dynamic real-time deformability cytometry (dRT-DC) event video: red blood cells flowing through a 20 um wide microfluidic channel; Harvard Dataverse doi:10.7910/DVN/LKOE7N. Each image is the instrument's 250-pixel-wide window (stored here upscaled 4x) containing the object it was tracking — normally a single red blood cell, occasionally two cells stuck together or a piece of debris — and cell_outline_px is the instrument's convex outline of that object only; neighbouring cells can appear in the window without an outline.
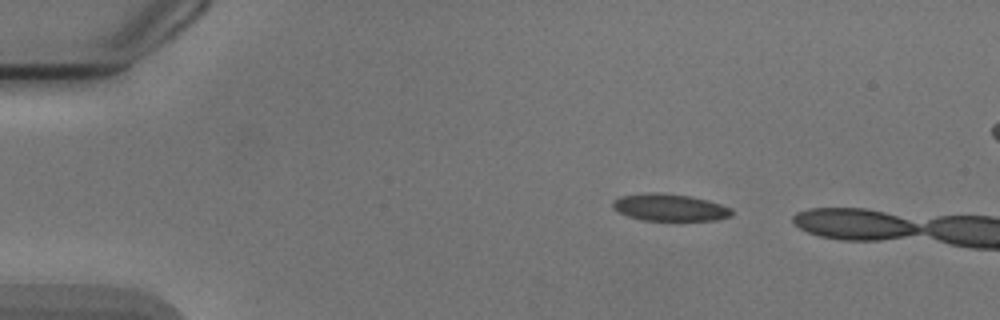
{"species": "Egyptian fruit bat (a non-hibernating species)", "species_latin": "Rousettus aegyptiacus", "temperature_condition": "cold", "stored_images_in_passage": 4, "camera_frame_rate_fps": 3000, "um_per_image_px": 0.085, "animal": {"sex": "male"}, "frame": {"image": 1, "passage_image": 1, "time_ms": 0.0, "image_size_px": [1000, 320], "cell_outline_px": [[732, 216], [712, 220], [644, 220], [628, 216], [612, 208], [612, 204], [620, 196], [644, 192], [660, 192], [692, 196], [708, 200], [720, 204], [728, 208], [732, 212]], "centroid_in_image_um": [56.9, 17.61], "position_along_channel_um": 28.1, "area_um2": 18.67}}